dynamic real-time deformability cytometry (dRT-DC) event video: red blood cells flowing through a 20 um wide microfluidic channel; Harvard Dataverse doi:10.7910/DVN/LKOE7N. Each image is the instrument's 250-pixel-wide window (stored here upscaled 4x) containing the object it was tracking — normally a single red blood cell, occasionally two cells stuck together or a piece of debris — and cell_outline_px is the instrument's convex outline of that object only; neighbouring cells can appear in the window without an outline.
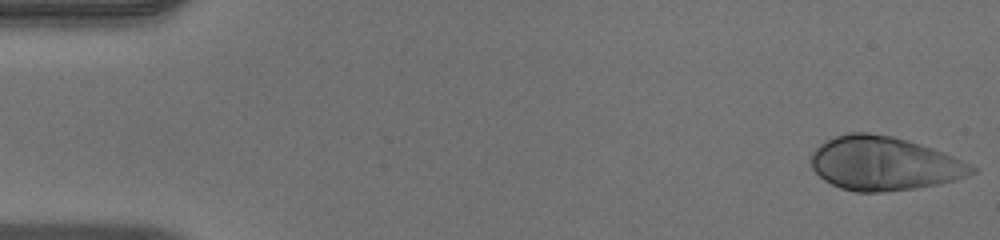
{"species": "human", "species_latin": "Homo sapiens", "temperature_condition": "warm", "stored_images_in_passage": 50, "camera_frame_rate_fps": 3000, "um_per_image_px": 0.085, "donor": {"sex": "male"}, "frame": {"image": 1, "passage_image": 1, "time_ms": 0.0, "image_size_px": [1000, 240], "cell_outline_px": [[976, 168], [972, 172], [952, 180], [936, 184], [912, 188], [876, 192], [856, 192], [840, 188], [824, 180], [812, 168], [812, 152], [820, 144], [836, 136], [848, 132], [868, 132], [892, 136], [932, 148], [952, 156]], "centroid_in_image_um": [75.06, 13.89], "position_along_channel_um": 9.9, "area_um2": 49.36}}
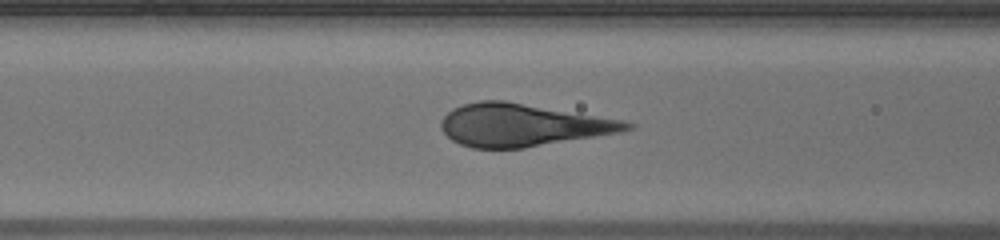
{"frame": {"image": 2, "passage_image": 20, "time_ms": 6.333, "image_size_px": [1000, 240], "cell_outline_px": [[636, 124], [632, 128], [620, 132], [524, 148], [472, 148], [460, 144], [452, 140], [440, 128], [440, 120], [452, 108], [464, 104], [480, 100], [504, 100], [624, 120]], "centroid_in_image_um": [44.39, 10.62], "position_along_channel_um": 122.2, "area_um2": 45.95}}
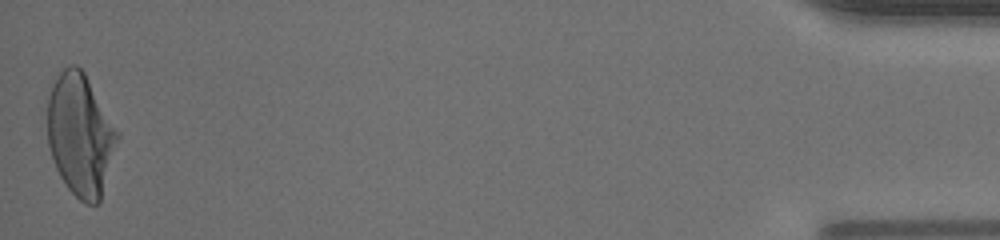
{"frame": {"image": 3, "passage_image": 50, "time_ms": 16.333, "image_size_px": [1000, 240], "cell_outline_px": [[120, 136], [100, 204], [84, 204], [68, 188], [60, 176], [56, 168], [48, 144], [48, 96], [52, 84], [60, 72], [64, 68], [72, 64], [76, 64], [84, 72], [120, 132]], "centroid_in_image_um": [6.86, 11.48], "position_along_channel_um": 428.3, "area_um2": 50.05}}